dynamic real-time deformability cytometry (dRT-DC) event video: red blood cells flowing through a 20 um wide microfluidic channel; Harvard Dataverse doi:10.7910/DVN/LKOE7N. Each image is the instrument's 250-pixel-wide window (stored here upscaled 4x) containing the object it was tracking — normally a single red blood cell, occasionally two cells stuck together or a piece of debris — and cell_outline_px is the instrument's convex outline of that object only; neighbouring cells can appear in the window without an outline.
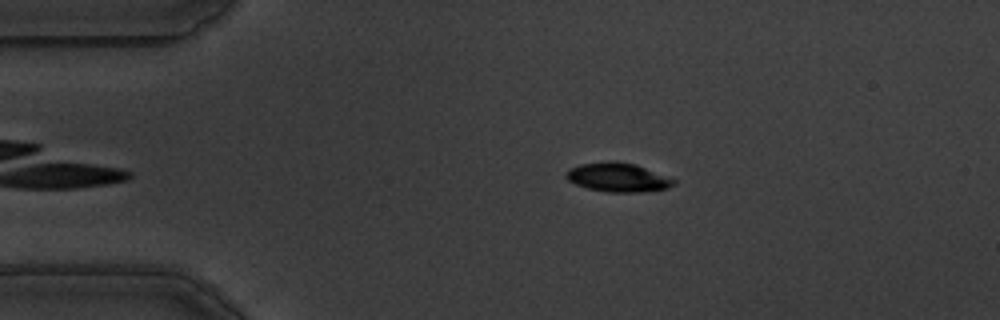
{"species": "common noctule bat (a hibernating species)", "species_latin": "Nyctalus noctula", "temperature_condition": "warm", "stored_images_in_passage": 49, "camera_frame_rate_fps": 3000, "um_per_image_px": 0.085, "animal": {"sex": "male", "body_mass_g": 19.5, "forearm_length_mm": 54.6}, "frame": {"image": 1, "passage_image": 3, "time_ms": 0.667, "image_size_px": [1000, 320], "cell_outline_px": [[676, 184], [668, 188], [640, 192], [608, 192], [588, 188], [576, 184], [568, 180], [564, 176], [568, 168], [580, 164], [612, 160], [616, 160], [636, 164], [676, 180]], "centroid_in_image_um": [52.5, 15.06], "position_along_channel_um": 32.5, "area_um2": 18.26}}
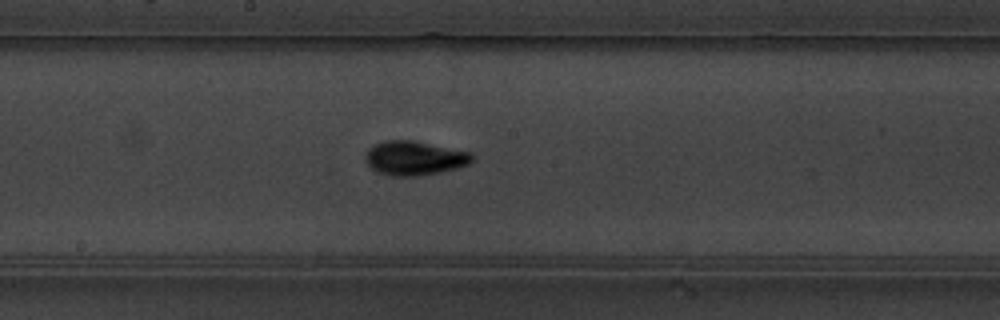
{"frame": {"image": 2, "passage_image": 22, "time_ms": 7.0, "image_size_px": [1000, 320], "cell_outline_px": [[472, 160], [468, 164], [456, 168], [440, 172], [416, 176], [392, 176], [376, 172], [364, 160], [364, 152], [372, 144], [384, 140], [412, 140], [472, 152]], "centroid_in_image_um": [35.16, 13.43], "position_along_channel_um": 213.0, "area_um2": 21.44}}
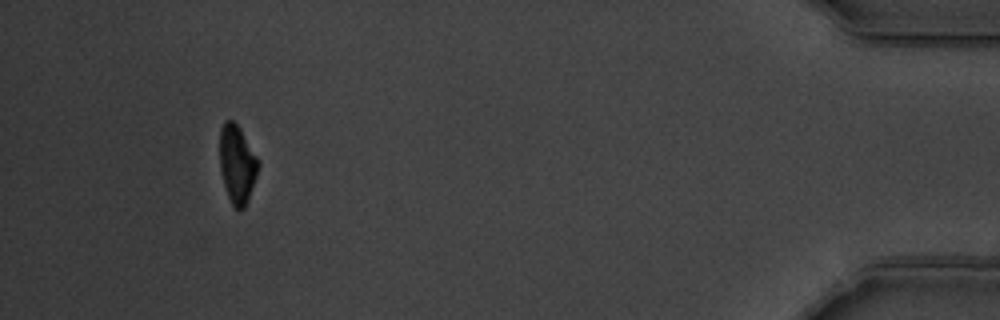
{"frame": {"image": 3, "passage_image": 45, "time_ms": 14.667, "image_size_px": [1000, 320], "cell_outline_px": [[260, 164], [256, 176], [244, 208], [236, 208], [232, 204], [228, 196], [224, 184], [220, 168], [220, 128], [224, 120], [232, 120], [240, 128], [260, 160]], "centroid_in_image_um": [20.16, 13.89], "position_along_channel_um": 415.0, "area_um2": 17.4}, "authors_computed_cell_mechanics": {"area_um2": 19.1896, "velocity_mm_per_s": 3.5231, "shape_relaxation_time_tau1_ms": 2.43, "shape_relaxation_time_tau2_ms": 3.1079, "deformation_change_tau1": 0.1384, "deformation_change_tau2": 0.0701}}